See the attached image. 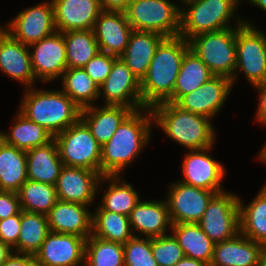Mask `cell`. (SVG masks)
I'll list each match as a JSON object with an SVG mask.
<instances>
[{"label":"cell","instance_id":"1","mask_svg":"<svg viewBox=\"0 0 266 266\" xmlns=\"http://www.w3.org/2000/svg\"><path fill=\"white\" fill-rule=\"evenodd\" d=\"M153 124L151 109L133 111L101 147L100 174L122 175L150 142Z\"/></svg>","mask_w":266,"mask_h":266},{"label":"cell","instance_id":"2","mask_svg":"<svg viewBox=\"0 0 266 266\" xmlns=\"http://www.w3.org/2000/svg\"><path fill=\"white\" fill-rule=\"evenodd\" d=\"M190 49L181 36L165 37L157 46L146 75L140 81L143 108L172 103L174 85L182 59Z\"/></svg>","mask_w":266,"mask_h":266},{"label":"cell","instance_id":"3","mask_svg":"<svg viewBox=\"0 0 266 266\" xmlns=\"http://www.w3.org/2000/svg\"><path fill=\"white\" fill-rule=\"evenodd\" d=\"M18 111L56 136L81 119V108L62 90L26 88Z\"/></svg>","mask_w":266,"mask_h":266},{"label":"cell","instance_id":"4","mask_svg":"<svg viewBox=\"0 0 266 266\" xmlns=\"http://www.w3.org/2000/svg\"><path fill=\"white\" fill-rule=\"evenodd\" d=\"M151 110L156 127L186 149H204L216 143L217 132L211 119L183 110L171 102L158 104Z\"/></svg>","mask_w":266,"mask_h":266},{"label":"cell","instance_id":"5","mask_svg":"<svg viewBox=\"0 0 266 266\" xmlns=\"http://www.w3.org/2000/svg\"><path fill=\"white\" fill-rule=\"evenodd\" d=\"M180 3L179 36L189 41L191 38L209 32H216L230 27L241 26L242 17L236 18L239 0H184ZM185 5V7H183ZM234 16V17H233ZM236 19L233 25L231 21Z\"/></svg>","mask_w":266,"mask_h":266},{"label":"cell","instance_id":"6","mask_svg":"<svg viewBox=\"0 0 266 266\" xmlns=\"http://www.w3.org/2000/svg\"><path fill=\"white\" fill-rule=\"evenodd\" d=\"M237 27L202 33L189 42L192 50L215 76L233 78L236 67Z\"/></svg>","mask_w":266,"mask_h":266},{"label":"cell","instance_id":"7","mask_svg":"<svg viewBox=\"0 0 266 266\" xmlns=\"http://www.w3.org/2000/svg\"><path fill=\"white\" fill-rule=\"evenodd\" d=\"M239 72L252 86L266 82V33L247 19L236 32V67L231 79L233 86Z\"/></svg>","mask_w":266,"mask_h":266},{"label":"cell","instance_id":"8","mask_svg":"<svg viewBox=\"0 0 266 266\" xmlns=\"http://www.w3.org/2000/svg\"><path fill=\"white\" fill-rule=\"evenodd\" d=\"M125 13L133 30L179 36L181 6L171 0H132Z\"/></svg>","mask_w":266,"mask_h":266},{"label":"cell","instance_id":"9","mask_svg":"<svg viewBox=\"0 0 266 266\" xmlns=\"http://www.w3.org/2000/svg\"><path fill=\"white\" fill-rule=\"evenodd\" d=\"M54 140L64 166L100 173L101 146L81 119L54 136Z\"/></svg>","mask_w":266,"mask_h":266},{"label":"cell","instance_id":"10","mask_svg":"<svg viewBox=\"0 0 266 266\" xmlns=\"http://www.w3.org/2000/svg\"><path fill=\"white\" fill-rule=\"evenodd\" d=\"M197 224L215 244L235 237L240 233L238 195L216 193Z\"/></svg>","mask_w":266,"mask_h":266},{"label":"cell","instance_id":"11","mask_svg":"<svg viewBox=\"0 0 266 266\" xmlns=\"http://www.w3.org/2000/svg\"><path fill=\"white\" fill-rule=\"evenodd\" d=\"M13 39L31 45L56 32L52 0L40 2L19 12L3 26Z\"/></svg>","mask_w":266,"mask_h":266},{"label":"cell","instance_id":"12","mask_svg":"<svg viewBox=\"0 0 266 266\" xmlns=\"http://www.w3.org/2000/svg\"><path fill=\"white\" fill-rule=\"evenodd\" d=\"M166 202L172 224L197 223L205 213L214 191L175 181L169 183Z\"/></svg>","mask_w":266,"mask_h":266},{"label":"cell","instance_id":"13","mask_svg":"<svg viewBox=\"0 0 266 266\" xmlns=\"http://www.w3.org/2000/svg\"><path fill=\"white\" fill-rule=\"evenodd\" d=\"M104 105H122L133 111L143 109L140 80L118 57L106 80L100 85L99 98Z\"/></svg>","mask_w":266,"mask_h":266},{"label":"cell","instance_id":"14","mask_svg":"<svg viewBox=\"0 0 266 266\" xmlns=\"http://www.w3.org/2000/svg\"><path fill=\"white\" fill-rule=\"evenodd\" d=\"M213 146L204 149L187 150L182 161L184 184L220 193L225 191L222 179L226 174L223 164L209 154Z\"/></svg>","mask_w":266,"mask_h":266},{"label":"cell","instance_id":"15","mask_svg":"<svg viewBox=\"0 0 266 266\" xmlns=\"http://www.w3.org/2000/svg\"><path fill=\"white\" fill-rule=\"evenodd\" d=\"M36 80L51 82L60 79L67 69L66 46L62 32H55L28 46Z\"/></svg>","mask_w":266,"mask_h":266},{"label":"cell","instance_id":"16","mask_svg":"<svg viewBox=\"0 0 266 266\" xmlns=\"http://www.w3.org/2000/svg\"><path fill=\"white\" fill-rule=\"evenodd\" d=\"M87 238L50 231L34 255L38 266H84Z\"/></svg>","mask_w":266,"mask_h":266},{"label":"cell","instance_id":"17","mask_svg":"<svg viewBox=\"0 0 266 266\" xmlns=\"http://www.w3.org/2000/svg\"><path fill=\"white\" fill-rule=\"evenodd\" d=\"M233 89L232 80L225 76H213L196 90L183 95L175 104L181 109L212 120L222 110Z\"/></svg>","mask_w":266,"mask_h":266},{"label":"cell","instance_id":"18","mask_svg":"<svg viewBox=\"0 0 266 266\" xmlns=\"http://www.w3.org/2000/svg\"><path fill=\"white\" fill-rule=\"evenodd\" d=\"M101 177L96 171L63 166L55 185L57 199L89 206L99 194Z\"/></svg>","mask_w":266,"mask_h":266},{"label":"cell","instance_id":"19","mask_svg":"<svg viewBox=\"0 0 266 266\" xmlns=\"http://www.w3.org/2000/svg\"><path fill=\"white\" fill-rule=\"evenodd\" d=\"M99 51L120 57L133 31L123 11H102L93 28Z\"/></svg>","mask_w":266,"mask_h":266},{"label":"cell","instance_id":"20","mask_svg":"<svg viewBox=\"0 0 266 266\" xmlns=\"http://www.w3.org/2000/svg\"><path fill=\"white\" fill-rule=\"evenodd\" d=\"M0 71L24 88L37 81L33 72L29 47L13 39L6 31L0 32Z\"/></svg>","mask_w":266,"mask_h":266},{"label":"cell","instance_id":"21","mask_svg":"<svg viewBox=\"0 0 266 266\" xmlns=\"http://www.w3.org/2000/svg\"><path fill=\"white\" fill-rule=\"evenodd\" d=\"M57 32L93 30L103 11L99 0H52Z\"/></svg>","mask_w":266,"mask_h":266},{"label":"cell","instance_id":"22","mask_svg":"<svg viewBox=\"0 0 266 266\" xmlns=\"http://www.w3.org/2000/svg\"><path fill=\"white\" fill-rule=\"evenodd\" d=\"M88 205L57 200L47 214L50 231L88 238L92 235L93 212Z\"/></svg>","mask_w":266,"mask_h":266},{"label":"cell","instance_id":"23","mask_svg":"<svg viewBox=\"0 0 266 266\" xmlns=\"http://www.w3.org/2000/svg\"><path fill=\"white\" fill-rule=\"evenodd\" d=\"M130 227L145 238L166 235L172 226L166 200H141L129 215Z\"/></svg>","mask_w":266,"mask_h":266},{"label":"cell","instance_id":"24","mask_svg":"<svg viewBox=\"0 0 266 266\" xmlns=\"http://www.w3.org/2000/svg\"><path fill=\"white\" fill-rule=\"evenodd\" d=\"M96 105L82 109L81 120L102 147L133 110L122 105Z\"/></svg>","mask_w":266,"mask_h":266},{"label":"cell","instance_id":"25","mask_svg":"<svg viewBox=\"0 0 266 266\" xmlns=\"http://www.w3.org/2000/svg\"><path fill=\"white\" fill-rule=\"evenodd\" d=\"M261 248L262 244L240 232L214 245L210 266H258Z\"/></svg>","mask_w":266,"mask_h":266},{"label":"cell","instance_id":"26","mask_svg":"<svg viewBox=\"0 0 266 266\" xmlns=\"http://www.w3.org/2000/svg\"><path fill=\"white\" fill-rule=\"evenodd\" d=\"M164 38L163 35L156 32L132 31L120 58L140 81L146 75L157 46Z\"/></svg>","mask_w":266,"mask_h":266},{"label":"cell","instance_id":"27","mask_svg":"<svg viewBox=\"0 0 266 266\" xmlns=\"http://www.w3.org/2000/svg\"><path fill=\"white\" fill-rule=\"evenodd\" d=\"M27 179L50 185H56L64 166L53 139L46 145L26 151Z\"/></svg>","mask_w":266,"mask_h":266},{"label":"cell","instance_id":"28","mask_svg":"<svg viewBox=\"0 0 266 266\" xmlns=\"http://www.w3.org/2000/svg\"><path fill=\"white\" fill-rule=\"evenodd\" d=\"M121 177L120 175H105L101 177L98 186L102 187L101 185H105V182L109 184L103 192L99 206L103 210L129 216L141 198L133 185Z\"/></svg>","mask_w":266,"mask_h":266},{"label":"cell","instance_id":"29","mask_svg":"<svg viewBox=\"0 0 266 266\" xmlns=\"http://www.w3.org/2000/svg\"><path fill=\"white\" fill-rule=\"evenodd\" d=\"M171 230L182 248L184 256L202 261L210 266L215 243L197 223L172 224Z\"/></svg>","mask_w":266,"mask_h":266},{"label":"cell","instance_id":"30","mask_svg":"<svg viewBox=\"0 0 266 266\" xmlns=\"http://www.w3.org/2000/svg\"><path fill=\"white\" fill-rule=\"evenodd\" d=\"M12 122L13 125L10 131L0 130V136L7 144L17 149L28 151L46 145L54 139L50 132L36 122L27 119L19 111H17Z\"/></svg>","mask_w":266,"mask_h":266},{"label":"cell","instance_id":"31","mask_svg":"<svg viewBox=\"0 0 266 266\" xmlns=\"http://www.w3.org/2000/svg\"><path fill=\"white\" fill-rule=\"evenodd\" d=\"M26 151L0 138V191L18 192L27 181Z\"/></svg>","mask_w":266,"mask_h":266},{"label":"cell","instance_id":"32","mask_svg":"<svg viewBox=\"0 0 266 266\" xmlns=\"http://www.w3.org/2000/svg\"><path fill=\"white\" fill-rule=\"evenodd\" d=\"M238 196L240 232L247 238L266 244V193L260 188L247 205Z\"/></svg>","mask_w":266,"mask_h":266},{"label":"cell","instance_id":"33","mask_svg":"<svg viewBox=\"0 0 266 266\" xmlns=\"http://www.w3.org/2000/svg\"><path fill=\"white\" fill-rule=\"evenodd\" d=\"M213 76L215 75L206 64L189 49L181 62L172 94V103H176L183 95L196 90Z\"/></svg>","mask_w":266,"mask_h":266},{"label":"cell","instance_id":"34","mask_svg":"<svg viewBox=\"0 0 266 266\" xmlns=\"http://www.w3.org/2000/svg\"><path fill=\"white\" fill-rule=\"evenodd\" d=\"M50 232L47 215L34 212H20V233L15 253L35 255Z\"/></svg>","mask_w":266,"mask_h":266},{"label":"cell","instance_id":"35","mask_svg":"<svg viewBox=\"0 0 266 266\" xmlns=\"http://www.w3.org/2000/svg\"><path fill=\"white\" fill-rule=\"evenodd\" d=\"M92 235L106 241L125 244L137 233L131 230L129 216L97 206L93 212Z\"/></svg>","mask_w":266,"mask_h":266},{"label":"cell","instance_id":"36","mask_svg":"<svg viewBox=\"0 0 266 266\" xmlns=\"http://www.w3.org/2000/svg\"><path fill=\"white\" fill-rule=\"evenodd\" d=\"M62 91L81 109L94 106L99 100L100 86L83 68H67L59 79Z\"/></svg>","mask_w":266,"mask_h":266},{"label":"cell","instance_id":"37","mask_svg":"<svg viewBox=\"0 0 266 266\" xmlns=\"http://www.w3.org/2000/svg\"><path fill=\"white\" fill-rule=\"evenodd\" d=\"M63 35L67 68H82L99 52L93 30H71Z\"/></svg>","mask_w":266,"mask_h":266},{"label":"cell","instance_id":"38","mask_svg":"<svg viewBox=\"0 0 266 266\" xmlns=\"http://www.w3.org/2000/svg\"><path fill=\"white\" fill-rule=\"evenodd\" d=\"M21 209L47 215L57 202L55 185L33 180L25 181L17 192Z\"/></svg>","mask_w":266,"mask_h":266},{"label":"cell","instance_id":"39","mask_svg":"<svg viewBox=\"0 0 266 266\" xmlns=\"http://www.w3.org/2000/svg\"><path fill=\"white\" fill-rule=\"evenodd\" d=\"M123 244L90 235L85 245L84 266H124Z\"/></svg>","mask_w":266,"mask_h":266},{"label":"cell","instance_id":"40","mask_svg":"<svg viewBox=\"0 0 266 266\" xmlns=\"http://www.w3.org/2000/svg\"><path fill=\"white\" fill-rule=\"evenodd\" d=\"M124 266H158L151 251V238L133 236L125 244Z\"/></svg>","mask_w":266,"mask_h":266},{"label":"cell","instance_id":"41","mask_svg":"<svg viewBox=\"0 0 266 266\" xmlns=\"http://www.w3.org/2000/svg\"><path fill=\"white\" fill-rule=\"evenodd\" d=\"M151 251L158 266H174L184 253L173 234L151 238Z\"/></svg>","mask_w":266,"mask_h":266},{"label":"cell","instance_id":"42","mask_svg":"<svg viewBox=\"0 0 266 266\" xmlns=\"http://www.w3.org/2000/svg\"><path fill=\"white\" fill-rule=\"evenodd\" d=\"M117 58L114 55L99 51L82 68L100 86L106 80Z\"/></svg>","mask_w":266,"mask_h":266},{"label":"cell","instance_id":"43","mask_svg":"<svg viewBox=\"0 0 266 266\" xmlns=\"http://www.w3.org/2000/svg\"><path fill=\"white\" fill-rule=\"evenodd\" d=\"M20 233V213L0 220V240L12 249L17 245Z\"/></svg>","mask_w":266,"mask_h":266},{"label":"cell","instance_id":"44","mask_svg":"<svg viewBox=\"0 0 266 266\" xmlns=\"http://www.w3.org/2000/svg\"><path fill=\"white\" fill-rule=\"evenodd\" d=\"M21 211L17 192L0 191V220L17 215Z\"/></svg>","mask_w":266,"mask_h":266},{"label":"cell","instance_id":"45","mask_svg":"<svg viewBox=\"0 0 266 266\" xmlns=\"http://www.w3.org/2000/svg\"><path fill=\"white\" fill-rule=\"evenodd\" d=\"M255 91L258 92V109L255 113L256 121L261 124L266 123V82L253 86Z\"/></svg>","mask_w":266,"mask_h":266},{"label":"cell","instance_id":"46","mask_svg":"<svg viewBox=\"0 0 266 266\" xmlns=\"http://www.w3.org/2000/svg\"><path fill=\"white\" fill-rule=\"evenodd\" d=\"M0 266H38L34 255L13 252Z\"/></svg>","mask_w":266,"mask_h":266},{"label":"cell","instance_id":"47","mask_svg":"<svg viewBox=\"0 0 266 266\" xmlns=\"http://www.w3.org/2000/svg\"><path fill=\"white\" fill-rule=\"evenodd\" d=\"M132 0H99L103 11H123L125 12Z\"/></svg>","mask_w":266,"mask_h":266},{"label":"cell","instance_id":"48","mask_svg":"<svg viewBox=\"0 0 266 266\" xmlns=\"http://www.w3.org/2000/svg\"><path fill=\"white\" fill-rule=\"evenodd\" d=\"M174 266H208L206 263L184 256Z\"/></svg>","mask_w":266,"mask_h":266},{"label":"cell","instance_id":"49","mask_svg":"<svg viewBox=\"0 0 266 266\" xmlns=\"http://www.w3.org/2000/svg\"><path fill=\"white\" fill-rule=\"evenodd\" d=\"M13 249L0 240V265L13 253Z\"/></svg>","mask_w":266,"mask_h":266},{"label":"cell","instance_id":"50","mask_svg":"<svg viewBox=\"0 0 266 266\" xmlns=\"http://www.w3.org/2000/svg\"><path fill=\"white\" fill-rule=\"evenodd\" d=\"M258 266H266V244L262 245L258 260Z\"/></svg>","mask_w":266,"mask_h":266},{"label":"cell","instance_id":"51","mask_svg":"<svg viewBox=\"0 0 266 266\" xmlns=\"http://www.w3.org/2000/svg\"><path fill=\"white\" fill-rule=\"evenodd\" d=\"M247 2H249L250 4L254 6H257L262 11L264 10L266 12V0H248Z\"/></svg>","mask_w":266,"mask_h":266},{"label":"cell","instance_id":"52","mask_svg":"<svg viewBox=\"0 0 266 266\" xmlns=\"http://www.w3.org/2000/svg\"><path fill=\"white\" fill-rule=\"evenodd\" d=\"M266 126V123H265ZM258 160L260 159V161L266 163V143L264 144V147L262 148V150H260V153H258Z\"/></svg>","mask_w":266,"mask_h":266},{"label":"cell","instance_id":"53","mask_svg":"<svg viewBox=\"0 0 266 266\" xmlns=\"http://www.w3.org/2000/svg\"><path fill=\"white\" fill-rule=\"evenodd\" d=\"M261 189L266 193V184L263 185Z\"/></svg>","mask_w":266,"mask_h":266}]
</instances>
